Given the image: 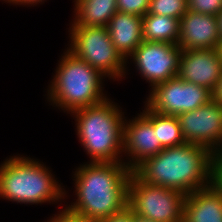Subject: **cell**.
Wrapping results in <instances>:
<instances>
[{
  "label": "cell",
  "instance_id": "obj_1",
  "mask_svg": "<svg viewBox=\"0 0 222 222\" xmlns=\"http://www.w3.org/2000/svg\"><path fill=\"white\" fill-rule=\"evenodd\" d=\"M132 171L120 162H88L74 172L77 199L66 205L69 213L94 222L110 217L128 205Z\"/></svg>",
  "mask_w": 222,
  "mask_h": 222
},
{
  "label": "cell",
  "instance_id": "obj_2",
  "mask_svg": "<svg viewBox=\"0 0 222 222\" xmlns=\"http://www.w3.org/2000/svg\"><path fill=\"white\" fill-rule=\"evenodd\" d=\"M141 181L188 195L212 183L213 153L198 144L167 147L132 171Z\"/></svg>",
  "mask_w": 222,
  "mask_h": 222
},
{
  "label": "cell",
  "instance_id": "obj_3",
  "mask_svg": "<svg viewBox=\"0 0 222 222\" xmlns=\"http://www.w3.org/2000/svg\"><path fill=\"white\" fill-rule=\"evenodd\" d=\"M107 98L100 104L73 111L76 132L90 162L123 163L124 112ZM121 157V158H120Z\"/></svg>",
  "mask_w": 222,
  "mask_h": 222
},
{
  "label": "cell",
  "instance_id": "obj_4",
  "mask_svg": "<svg viewBox=\"0 0 222 222\" xmlns=\"http://www.w3.org/2000/svg\"><path fill=\"white\" fill-rule=\"evenodd\" d=\"M48 169L30 157L6 159L0 165V197L17 204L61 202L67 192Z\"/></svg>",
  "mask_w": 222,
  "mask_h": 222
},
{
  "label": "cell",
  "instance_id": "obj_5",
  "mask_svg": "<svg viewBox=\"0 0 222 222\" xmlns=\"http://www.w3.org/2000/svg\"><path fill=\"white\" fill-rule=\"evenodd\" d=\"M48 86V101L67 113L102 103L105 77L83 60L66 50Z\"/></svg>",
  "mask_w": 222,
  "mask_h": 222
},
{
  "label": "cell",
  "instance_id": "obj_6",
  "mask_svg": "<svg viewBox=\"0 0 222 222\" xmlns=\"http://www.w3.org/2000/svg\"><path fill=\"white\" fill-rule=\"evenodd\" d=\"M68 51L85 61L105 78L120 79L126 75L127 60L113 45L104 26H71Z\"/></svg>",
  "mask_w": 222,
  "mask_h": 222
},
{
  "label": "cell",
  "instance_id": "obj_7",
  "mask_svg": "<svg viewBox=\"0 0 222 222\" xmlns=\"http://www.w3.org/2000/svg\"><path fill=\"white\" fill-rule=\"evenodd\" d=\"M186 194L147 184L133 172L128 185V205L133 212L154 222H183Z\"/></svg>",
  "mask_w": 222,
  "mask_h": 222
},
{
  "label": "cell",
  "instance_id": "obj_8",
  "mask_svg": "<svg viewBox=\"0 0 222 222\" xmlns=\"http://www.w3.org/2000/svg\"><path fill=\"white\" fill-rule=\"evenodd\" d=\"M150 91L146 104L153 111L170 116L196 110L213 99V93L207 88L185 82L178 76Z\"/></svg>",
  "mask_w": 222,
  "mask_h": 222
},
{
  "label": "cell",
  "instance_id": "obj_9",
  "mask_svg": "<svg viewBox=\"0 0 222 222\" xmlns=\"http://www.w3.org/2000/svg\"><path fill=\"white\" fill-rule=\"evenodd\" d=\"M182 49L167 42L143 41L128 57L150 89L178 75Z\"/></svg>",
  "mask_w": 222,
  "mask_h": 222
},
{
  "label": "cell",
  "instance_id": "obj_10",
  "mask_svg": "<svg viewBox=\"0 0 222 222\" xmlns=\"http://www.w3.org/2000/svg\"><path fill=\"white\" fill-rule=\"evenodd\" d=\"M177 118L185 142L202 145L212 153L222 151V105L212 99Z\"/></svg>",
  "mask_w": 222,
  "mask_h": 222
},
{
  "label": "cell",
  "instance_id": "obj_11",
  "mask_svg": "<svg viewBox=\"0 0 222 222\" xmlns=\"http://www.w3.org/2000/svg\"><path fill=\"white\" fill-rule=\"evenodd\" d=\"M137 117L123 123V152L130 158L123 162L133 171L144 160L157 155L164 147L158 141L157 131L151 123V108L145 109Z\"/></svg>",
  "mask_w": 222,
  "mask_h": 222
},
{
  "label": "cell",
  "instance_id": "obj_12",
  "mask_svg": "<svg viewBox=\"0 0 222 222\" xmlns=\"http://www.w3.org/2000/svg\"><path fill=\"white\" fill-rule=\"evenodd\" d=\"M222 74V59L218 48L182 50L178 77L189 83L202 86L212 93Z\"/></svg>",
  "mask_w": 222,
  "mask_h": 222
},
{
  "label": "cell",
  "instance_id": "obj_13",
  "mask_svg": "<svg viewBox=\"0 0 222 222\" xmlns=\"http://www.w3.org/2000/svg\"><path fill=\"white\" fill-rule=\"evenodd\" d=\"M220 42L217 16L188 10L181 17L177 45L182 50L215 49Z\"/></svg>",
  "mask_w": 222,
  "mask_h": 222
},
{
  "label": "cell",
  "instance_id": "obj_14",
  "mask_svg": "<svg viewBox=\"0 0 222 222\" xmlns=\"http://www.w3.org/2000/svg\"><path fill=\"white\" fill-rule=\"evenodd\" d=\"M183 222H222V192L211 183L186 195Z\"/></svg>",
  "mask_w": 222,
  "mask_h": 222
},
{
  "label": "cell",
  "instance_id": "obj_15",
  "mask_svg": "<svg viewBox=\"0 0 222 222\" xmlns=\"http://www.w3.org/2000/svg\"><path fill=\"white\" fill-rule=\"evenodd\" d=\"M107 29L113 45L126 60L143 42L141 16L117 11Z\"/></svg>",
  "mask_w": 222,
  "mask_h": 222
},
{
  "label": "cell",
  "instance_id": "obj_16",
  "mask_svg": "<svg viewBox=\"0 0 222 222\" xmlns=\"http://www.w3.org/2000/svg\"><path fill=\"white\" fill-rule=\"evenodd\" d=\"M75 9L71 26H104L118 11L117 0H74Z\"/></svg>",
  "mask_w": 222,
  "mask_h": 222
},
{
  "label": "cell",
  "instance_id": "obj_17",
  "mask_svg": "<svg viewBox=\"0 0 222 222\" xmlns=\"http://www.w3.org/2000/svg\"><path fill=\"white\" fill-rule=\"evenodd\" d=\"M179 26L180 20L176 18L147 13L142 17L143 41L167 42L177 45Z\"/></svg>",
  "mask_w": 222,
  "mask_h": 222
},
{
  "label": "cell",
  "instance_id": "obj_18",
  "mask_svg": "<svg viewBox=\"0 0 222 222\" xmlns=\"http://www.w3.org/2000/svg\"><path fill=\"white\" fill-rule=\"evenodd\" d=\"M151 123L154 131H157L158 141L164 148L186 143L177 116L157 113L151 109Z\"/></svg>",
  "mask_w": 222,
  "mask_h": 222
},
{
  "label": "cell",
  "instance_id": "obj_19",
  "mask_svg": "<svg viewBox=\"0 0 222 222\" xmlns=\"http://www.w3.org/2000/svg\"><path fill=\"white\" fill-rule=\"evenodd\" d=\"M188 0H151L148 14L173 17L178 20L188 11Z\"/></svg>",
  "mask_w": 222,
  "mask_h": 222
},
{
  "label": "cell",
  "instance_id": "obj_20",
  "mask_svg": "<svg viewBox=\"0 0 222 222\" xmlns=\"http://www.w3.org/2000/svg\"><path fill=\"white\" fill-rule=\"evenodd\" d=\"M188 10L217 16L222 11V0H188Z\"/></svg>",
  "mask_w": 222,
  "mask_h": 222
},
{
  "label": "cell",
  "instance_id": "obj_21",
  "mask_svg": "<svg viewBox=\"0 0 222 222\" xmlns=\"http://www.w3.org/2000/svg\"><path fill=\"white\" fill-rule=\"evenodd\" d=\"M151 0H117V9L119 12L145 16L149 9Z\"/></svg>",
  "mask_w": 222,
  "mask_h": 222
},
{
  "label": "cell",
  "instance_id": "obj_22",
  "mask_svg": "<svg viewBox=\"0 0 222 222\" xmlns=\"http://www.w3.org/2000/svg\"><path fill=\"white\" fill-rule=\"evenodd\" d=\"M212 183L222 192V151L213 153Z\"/></svg>",
  "mask_w": 222,
  "mask_h": 222
},
{
  "label": "cell",
  "instance_id": "obj_23",
  "mask_svg": "<svg viewBox=\"0 0 222 222\" xmlns=\"http://www.w3.org/2000/svg\"><path fill=\"white\" fill-rule=\"evenodd\" d=\"M98 222H133V210L129 205H126L120 211Z\"/></svg>",
  "mask_w": 222,
  "mask_h": 222
},
{
  "label": "cell",
  "instance_id": "obj_24",
  "mask_svg": "<svg viewBox=\"0 0 222 222\" xmlns=\"http://www.w3.org/2000/svg\"><path fill=\"white\" fill-rule=\"evenodd\" d=\"M51 219L47 222H94L92 220H87L78 216H75L65 209H62L57 215L54 214V217H50Z\"/></svg>",
  "mask_w": 222,
  "mask_h": 222
},
{
  "label": "cell",
  "instance_id": "obj_25",
  "mask_svg": "<svg viewBox=\"0 0 222 222\" xmlns=\"http://www.w3.org/2000/svg\"><path fill=\"white\" fill-rule=\"evenodd\" d=\"M213 100L222 105V74L220 79L218 80L217 87L213 92Z\"/></svg>",
  "mask_w": 222,
  "mask_h": 222
},
{
  "label": "cell",
  "instance_id": "obj_26",
  "mask_svg": "<svg viewBox=\"0 0 222 222\" xmlns=\"http://www.w3.org/2000/svg\"><path fill=\"white\" fill-rule=\"evenodd\" d=\"M45 0H8L7 3H12V4H16V5H36L38 3L44 2Z\"/></svg>",
  "mask_w": 222,
  "mask_h": 222
},
{
  "label": "cell",
  "instance_id": "obj_27",
  "mask_svg": "<svg viewBox=\"0 0 222 222\" xmlns=\"http://www.w3.org/2000/svg\"><path fill=\"white\" fill-rule=\"evenodd\" d=\"M133 222H154L133 212Z\"/></svg>",
  "mask_w": 222,
  "mask_h": 222
},
{
  "label": "cell",
  "instance_id": "obj_28",
  "mask_svg": "<svg viewBox=\"0 0 222 222\" xmlns=\"http://www.w3.org/2000/svg\"><path fill=\"white\" fill-rule=\"evenodd\" d=\"M217 18H218L219 35L222 41V11L217 15Z\"/></svg>",
  "mask_w": 222,
  "mask_h": 222
},
{
  "label": "cell",
  "instance_id": "obj_29",
  "mask_svg": "<svg viewBox=\"0 0 222 222\" xmlns=\"http://www.w3.org/2000/svg\"><path fill=\"white\" fill-rule=\"evenodd\" d=\"M218 50L220 52V56H221V59H222V41L219 44Z\"/></svg>",
  "mask_w": 222,
  "mask_h": 222
}]
</instances>
